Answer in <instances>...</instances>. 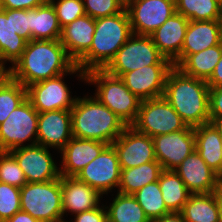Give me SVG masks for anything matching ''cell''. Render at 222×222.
Segmentation results:
<instances>
[{
    "mask_svg": "<svg viewBox=\"0 0 222 222\" xmlns=\"http://www.w3.org/2000/svg\"><path fill=\"white\" fill-rule=\"evenodd\" d=\"M83 72L70 58L60 40H31L21 57L7 71L8 75L24 87L62 74Z\"/></svg>",
    "mask_w": 222,
    "mask_h": 222,
    "instance_id": "1",
    "label": "cell"
},
{
    "mask_svg": "<svg viewBox=\"0 0 222 222\" xmlns=\"http://www.w3.org/2000/svg\"><path fill=\"white\" fill-rule=\"evenodd\" d=\"M163 97L190 127L210 122V87L202 79L173 67L166 78Z\"/></svg>",
    "mask_w": 222,
    "mask_h": 222,
    "instance_id": "2",
    "label": "cell"
},
{
    "mask_svg": "<svg viewBox=\"0 0 222 222\" xmlns=\"http://www.w3.org/2000/svg\"><path fill=\"white\" fill-rule=\"evenodd\" d=\"M72 136L111 145L127 126L95 97L76 98L71 109Z\"/></svg>",
    "mask_w": 222,
    "mask_h": 222,
    "instance_id": "3",
    "label": "cell"
},
{
    "mask_svg": "<svg viewBox=\"0 0 222 222\" xmlns=\"http://www.w3.org/2000/svg\"><path fill=\"white\" fill-rule=\"evenodd\" d=\"M132 35L126 8L118 14L95 19L91 47L76 65L85 73L104 69Z\"/></svg>",
    "mask_w": 222,
    "mask_h": 222,
    "instance_id": "4",
    "label": "cell"
},
{
    "mask_svg": "<svg viewBox=\"0 0 222 222\" xmlns=\"http://www.w3.org/2000/svg\"><path fill=\"white\" fill-rule=\"evenodd\" d=\"M87 83L95 84V98L114 112L127 126H131L138 115L142 100L135 96L120 79L104 69H93L85 73Z\"/></svg>",
    "mask_w": 222,
    "mask_h": 222,
    "instance_id": "5",
    "label": "cell"
},
{
    "mask_svg": "<svg viewBox=\"0 0 222 222\" xmlns=\"http://www.w3.org/2000/svg\"><path fill=\"white\" fill-rule=\"evenodd\" d=\"M21 211L40 222L63 220L61 176L47 182H27L20 188Z\"/></svg>",
    "mask_w": 222,
    "mask_h": 222,
    "instance_id": "6",
    "label": "cell"
},
{
    "mask_svg": "<svg viewBox=\"0 0 222 222\" xmlns=\"http://www.w3.org/2000/svg\"><path fill=\"white\" fill-rule=\"evenodd\" d=\"M149 65H173L158 50L150 36L133 34L104 70L115 77Z\"/></svg>",
    "mask_w": 222,
    "mask_h": 222,
    "instance_id": "7",
    "label": "cell"
},
{
    "mask_svg": "<svg viewBox=\"0 0 222 222\" xmlns=\"http://www.w3.org/2000/svg\"><path fill=\"white\" fill-rule=\"evenodd\" d=\"M131 126L150 137L181 131L188 127L163 96L143 100L137 118Z\"/></svg>",
    "mask_w": 222,
    "mask_h": 222,
    "instance_id": "8",
    "label": "cell"
},
{
    "mask_svg": "<svg viewBox=\"0 0 222 222\" xmlns=\"http://www.w3.org/2000/svg\"><path fill=\"white\" fill-rule=\"evenodd\" d=\"M38 114L28 98L18 105L0 124V151L23 147L29 140L28 145L37 144Z\"/></svg>",
    "mask_w": 222,
    "mask_h": 222,
    "instance_id": "9",
    "label": "cell"
},
{
    "mask_svg": "<svg viewBox=\"0 0 222 222\" xmlns=\"http://www.w3.org/2000/svg\"><path fill=\"white\" fill-rule=\"evenodd\" d=\"M133 34L149 36L176 12L175 0H127Z\"/></svg>",
    "mask_w": 222,
    "mask_h": 222,
    "instance_id": "10",
    "label": "cell"
},
{
    "mask_svg": "<svg viewBox=\"0 0 222 222\" xmlns=\"http://www.w3.org/2000/svg\"><path fill=\"white\" fill-rule=\"evenodd\" d=\"M120 175L117 153L112 145H108L76 177L103 195L114 187H119Z\"/></svg>",
    "mask_w": 222,
    "mask_h": 222,
    "instance_id": "11",
    "label": "cell"
},
{
    "mask_svg": "<svg viewBox=\"0 0 222 222\" xmlns=\"http://www.w3.org/2000/svg\"><path fill=\"white\" fill-rule=\"evenodd\" d=\"M118 156L121 169L157 161L152 137L126 126L121 135L111 144Z\"/></svg>",
    "mask_w": 222,
    "mask_h": 222,
    "instance_id": "12",
    "label": "cell"
},
{
    "mask_svg": "<svg viewBox=\"0 0 222 222\" xmlns=\"http://www.w3.org/2000/svg\"><path fill=\"white\" fill-rule=\"evenodd\" d=\"M9 152L22 168L27 182H47L60 178V169L47 147L39 144L24 145Z\"/></svg>",
    "mask_w": 222,
    "mask_h": 222,
    "instance_id": "13",
    "label": "cell"
},
{
    "mask_svg": "<svg viewBox=\"0 0 222 222\" xmlns=\"http://www.w3.org/2000/svg\"><path fill=\"white\" fill-rule=\"evenodd\" d=\"M156 160L163 170H174L195 151L194 127L152 137Z\"/></svg>",
    "mask_w": 222,
    "mask_h": 222,
    "instance_id": "14",
    "label": "cell"
},
{
    "mask_svg": "<svg viewBox=\"0 0 222 222\" xmlns=\"http://www.w3.org/2000/svg\"><path fill=\"white\" fill-rule=\"evenodd\" d=\"M65 74L27 86V98L38 113L71 110L76 98L62 81Z\"/></svg>",
    "mask_w": 222,
    "mask_h": 222,
    "instance_id": "15",
    "label": "cell"
},
{
    "mask_svg": "<svg viewBox=\"0 0 222 222\" xmlns=\"http://www.w3.org/2000/svg\"><path fill=\"white\" fill-rule=\"evenodd\" d=\"M174 171L191 194L213 193L221 188L222 178L213 171L195 150Z\"/></svg>",
    "mask_w": 222,
    "mask_h": 222,
    "instance_id": "16",
    "label": "cell"
},
{
    "mask_svg": "<svg viewBox=\"0 0 222 222\" xmlns=\"http://www.w3.org/2000/svg\"><path fill=\"white\" fill-rule=\"evenodd\" d=\"M173 65H149L120 76L126 87L140 100L161 97Z\"/></svg>",
    "mask_w": 222,
    "mask_h": 222,
    "instance_id": "17",
    "label": "cell"
},
{
    "mask_svg": "<svg viewBox=\"0 0 222 222\" xmlns=\"http://www.w3.org/2000/svg\"><path fill=\"white\" fill-rule=\"evenodd\" d=\"M72 137L71 110H55L38 114L37 144L61 151Z\"/></svg>",
    "mask_w": 222,
    "mask_h": 222,
    "instance_id": "18",
    "label": "cell"
},
{
    "mask_svg": "<svg viewBox=\"0 0 222 222\" xmlns=\"http://www.w3.org/2000/svg\"><path fill=\"white\" fill-rule=\"evenodd\" d=\"M222 42V20L189 21L180 57L173 63L178 67L190 54H195Z\"/></svg>",
    "mask_w": 222,
    "mask_h": 222,
    "instance_id": "19",
    "label": "cell"
},
{
    "mask_svg": "<svg viewBox=\"0 0 222 222\" xmlns=\"http://www.w3.org/2000/svg\"><path fill=\"white\" fill-rule=\"evenodd\" d=\"M108 145L101 141L72 137L61 150L63 165L60 176L76 177Z\"/></svg>",
    "mask_w": 222,
    "mask_h": 222,
    "instance_id": "20",
    "label": "cell"
},
{
    "mask_svg": "<svg viewBox=\"0 0 222 222\" xmlns=\"http://www.w3.org/2000/svg\"><path fill=\"white\" fill-rule=\"evenodd\" d=\"M189 19L175 12L149 36L159 52L172 63L181 55Z\"/></svg>",
    "mask_w": 222,
    "mask_h": 222,
    "instance_id": "21",
    "label": "cell"
},
{
    "mask_svg": "<svg viewBox=\"0 0 222 222\" xmlns=\"http://www.w3.org/2000/svg\"><path fill=\"white\" fill-rule=\"evenodd\" d=\"M63 214H77L99 207L102 195L93 187L80 181L77 177L61 176Z\"/></svg>",
    "mask_w": 222,
    "mask_h": 222,
    "instance_id": "22",
    "label": "cell"
},
{
    "mask_svg": "<svg viewBox=\"0 0 222 222\" xmlns=\"http://www.w3.org/2000/svg\"><path fill=\"white\" fill-rule=\"evenodd\" d=\"M95 32V19L84 15L62 28L60 42L77 63L90 49Z\"/></svg>",
    "mask_w": 222,
    "mask_h": 222,
    "instance_id": "23",
    "label": "cell"
},
{
    "mask_svg": "<svg viewBox=\"0 0 222 222\" xmlns=\"http://www.w3.org/2000/svg\"><path fill=\"white\" fill-rule=\"evenodd\" d=\"M195 150L205 163L222 178V137L211 122L194 127Z\"/></svg>",
    "mask_w": 222,
    "mask_h": 222,
    "instance_id": "24",
    "label": "cell"
},
{
    "mask_svg": "<svg viewBox=\"0 0 222 222\" xmlns=\"http://www.w3.org/2000/svg\"><path fill=\"white\" fill-rule=\"evenodd\" d=\"M62 28L53 5L47 0L30 9L31 40H60Z\"/></svg>",
    "mask_w": 222,
    "mask_h": 222,
    "instance_id": "25",
    "label": "cell"
},
{
    "mask_svg": "<svg viewBox=\"0 0 222 222\" xmlns=\"http://www.w3.org/2000/svg\"><path fill=\"white\" fill-rule=\"evenodd\" d=\"M27 41L18 35L12 25V9L3 8L0 11V45L1 70L8 71L4 64L10 61L13 64L21 57Z\"/></svg>",
    "mask_w": 222,
    "mask_h": 222,
    "instance_id": "26",
    "label": "cell"
},
{
    "mask_svg": "<svg viewBox=\"0 0 222 222\" xmlns=\"http://www.w3.org/2000/svg\"><path fill=\"white\" fill-rule=\"evenodd\" d=\"M181 214L185 222H220L218 191L190 194Z\"/></svg>",
    "mask_w": 222,
    "mask_h": 222,
    "instance_id": "27",
    "label": "cell"
},
{
    "mask_svg": "<svg viewBox=\"0 0 222 222\" xmlns=\"http://www.w3.org/2000/svg\"><path fill=\"white\" fill-rule=\"evenodd\" d=\"M222 57V42L195 54H190L177 68L185 75L207 81Z\"/></svg>",
    "mask_w": 222,
    "mask_h": 222,
    "instance_id": "28",
    "label": "cell"
},
{
    "mask_svg": "<svg viewBox=\"0 0 222 222\" xmlns=\"http://www.w3.org/2000/svg\"><path fill=\"white\" fill-rule=\"evenodd\" d=\"M162 171L163 168L158 161H151L140 166L121 169L118 192L134 194L145 185L158 181Z\"/></svg>",
    "mask_w": 222,
    "mask_h": 222,
    "instance_id": "29",
    "label": "cell"
},
{
    "mask_svg": "<svg viewBox=\"0 0 222 222\" xmlns=\"http://www.w3.org/2000/svg\"><path fill=\"white\" fill-rule=\"evenodd\" d=\"M163 201L170 212H181L190 192L174 170H163L158 179Z\"/></svg>",
    "mask_w": 222,
    "mask_h": 222,
    "instance_id": "30",
    "label": "cell"
},
{
    "mask_svg": "<svg viewBox=\"0 0 222 222\" xmlns=\"http://www.w3.org/2000/svg\"><path fill=\"white\" fill-rule=\"evenodd\" d=\"M105 209L108 222H151L132 194L118 192L110 208Z\"/></svg>",
    "mask_w": 222,
    "mask_h": 222,
    "instance_id": "31",
    "label": "cell"
},
{
    "mask_svg": "<svg viewBox=\"0 0 222 222\" xmlns=\"http://www.w3.org/2000/svg\"><path fill=\"white\" fill-rule=\"evenodd\" d=\"M175 6L189 21L222 20V6L216 0H175Z\"/></svg>",
    "mask_w": 222,
    "mask_h": 222,
    "instance_id": "32",
    "label": "cell"
},
{
    "mask_svg": "<svg viewBox=\"0 0 222 222\" xmlns=\"http://www.w3.org/2000/svg\"><path fill=\"white\" fill-rule=\"evenodd\" d=\"M132 195L150 221L170 213L163 201L158 181L145 185Z\"/></svg>",
    "mask_w": 222,
    "mask_h": 222,
    "instance_id": "33",
    "label": "cell"
},
{
    "mask_svg": "<svg viewBox=\"0 0 222 222\" xmlns=\"http://www.w3.org/2000/svg\"><path fill=\"white\" fill-rule=\"evenodd\" d=\"M27 98V88L7 75L0 82V124Z\"/></svg>",
    "mask_w": 222,
    "mask_h": 222,
    "instance_id": "34",
    "label": "cell"
},
{
    "mask_svg": "<svg viewBox=\"0 0 222 222\" xmlns=\"http://www.w3.org/2000/svg\"><path fill=\"white\" fill-rule=\"evenodd\" d=\"M0 182L19 188L27 183L22 168L9 151H0Z\"/></svg>",
    "mask_w": 222,
    "mask_h": 222,
    "instance_id": "35",
    "label": "cell"
},
{
    "mask_svg": "<svg viewBox=\"0 0 222 222\" xmlns=\"http://www.w3.org/2000/svg\"><path fill=\"white\" fill-rule=\"evenodd\" d=\"M21 211L20 188L0 182V222Z\"/></svg>",
    "mask_w": 222,
    "mask_h": 222,
    "instance_id": "36",
    "label": "cell"
},
{
    "mask_svg": "<svg viewBox=\"0 0 222 222\" xmlns=\"http://www.w3.org/2000/svg\"><path fill=\"white\" fill-rule=\"evenodd\" d=\"M54 7L61 28L85 15L83 0H48Z\"/></svg>",
    "mask_w": 222,
    "mask_h": 222,
    "instance_id": "37",
    "label": "cell"
},
{
    "mask_svg": "<svg viewBox=\"0 0 222 222\" xmlns=\"http://www.w3.org/2000/svg\"><path fill=\"white\" fill-rule=\"evenodd\" d=\"M84 11L98 19L120 13L125 8L124 0H83Z\"/></svg>",
    "mask_w": 222,
    "mask_h": 222,
    "instance_id": "38",
    "label": "cell"
},
{
    "mask_svg": "<svg viewBox=\"0 0 222 222\" xmlns=\"http://www.w3.org/2000/svg\"><path fill=\"white\" fill-rule=\"evenodd\" d=\"M12 25L18 35L27 42L31 41L30 10L12 9Z\"/></svg>",
    "mask_w": 222,
    "mask_h": 222,
    "instance_id": "39",
    "label": "cell"
},
{
    "mask_svg": "<svg viewBox=\"0 0 222 222\" xmlns=\"http://www.w3.org/2000/svg\"><path fill=\"white\" fill-rule=\"evenodd\" d=\"M74 222H108L107 210L99 206L90 211L77 213Z\"/></svg>",
    "mask_w": 222,
    "mask_h": 222,
    "instance_id": "40",
    "label": "cell"
},
{
    "mask_svg": "<svg viewBox=\"0 0 222 222\" xmlns=\"http://www.w3.org/2000/svg\"><path fill=\"white\" fill-rule=\"evenodd\" d=\"M210 119L222 118V87H210Z\"/></svg>",
    "mask_w": 222,
    "mask_h": 222,
    "instance_id": "41",
    "label": "cell"
},
{
    "mask_svg": "<svg viewBox=\"0 0 222 222\" xmlns=\"http://www.w3.org/2000/svg\"><path fill=\"white\" fill-rule=\"evenodd\" d=\"M47 0H1L2 8L30 10L43 5Z\"/></svg>",
    "mask_w": 222,
    "mask_h": 222,
    "instance_id": "42",
    "label": "cell"
},
{
    "mask_svg": "<svg viewBox=\"0 0 222 222\" xmlns=\"http://www.w3.org/2000/svg\"><path fill=\"white\" fill-rule=\"evenodd\" d=\"M209 87H222V57L215 66V69L206 81Z\"/></svg>",
    "mask_w": 222,
    "mask_h": 222,
    "instance_id": "43",
    "label": "cell"
},
{
    "mask_svg": "<svg viewBox=\"0 0 222 222\" xmlns=\"http://www.w3.org/2000/svg\"><path fill=\"white\" fill-rule=\"evenodd\" d=\"M5 222H40L39 220L33 218L29 213L24 211L16 212L11 218L7 219Z\"/></svg>",
    "mask_w": 222,
    "mask_h": 222,
    "instance_id": "44",
    "label": "cell"
},
{
    "mask_svg": "<svg viewBox=\"0 0 222 222\" xmlns=\"http://www.w3.org/2000/svg\"><path fill=\"white\" fill-rule=\"evenodd\" d=\"M151 222H185L181 212H170L162 217L154 219Z\"/></svg>",
    "mask_w": 222,
    "mask_h": 222,
    "instance_id": "45",
    "label": "cell"
},
{
    "mask_svg": "<svg viewBox=\"0 0 222 222\" xmlns=\"http://www.w3.org/2000/svg\"><path fill=\"white\" fill-rule=\"evenodd\" d=\"M218 207H219L220 222H222V188L218 190Z\"/></svg>",
    "mask_w": 222,
    "mask_h": 222,
    "instance_id": "46",
    "label": "cell"
},
{
    "mask_svg": "<svg viewBox=\"0 0 222 222\" xmlns=\"http://www.w3.org/2000/svg\"><path fill=\"white\" fill-rule=\"evenodd\" d=\"M210 122L213 123L215 127L219 130L220 135L222 137V118L210 119Z\"/></svg>",
    "mask_w": 222,
    "mask_h": 222,
    "instance_id": "47",
    "label": "cell"
},
{
    "mask_svg": "<svg viewBox=\"0 0 222 222\" xmlns=\"http://www.w3.org/2000/svg\"><path fill=\"white\" fill-rule=\"evenodd\" d=\"M8 75L7 71L0 69V82Z\"/></svg>",
    "mask_w": 222,
    "mask_h": 222,
    "instance_id": "48",
    "label": "cell"
},
{
    "mask_svg": "<svg viewBox=\"0 0 222 222\" xmlns=\"http://www.w3.org/2000/svg\"><path fill=\"white\" fill-rule=\"evenodd\" d=\"M0 69H1V45H0Z\"/></svg>",
    "mask_w": 222,
    "mask_h": 222,
    "instance_id": "49",
    "label": "cell"
},
{
    "mask_svg": "<svg viewBox=\"0 0 222 222\" xmlns=\"http://www.w3.org/2000/svg\"><path fill=\"white\" fill-rule=\"evenodd\" d=\"M222 6V0H216Z\"/></svg>",
    "mask_w": 222,
    "mask_h": 222,
    "instance_id": "50",
    "label": "cell"
},
{
    "mask_svg": "<svg viewBox=\"0 0 222 222\" xmlns=\"http://www.w3.org/2000/svg\"><path fill=\"white\" fill-rule=\"evenodd\" d=\"M2 9H3V8H2L1 0H0V11H1Z\"/></svg>",
    "mask_w": 222,
    "mask_h": 222,
    "instance_id": "51",
    "label": "cell"
}]
</instances>
